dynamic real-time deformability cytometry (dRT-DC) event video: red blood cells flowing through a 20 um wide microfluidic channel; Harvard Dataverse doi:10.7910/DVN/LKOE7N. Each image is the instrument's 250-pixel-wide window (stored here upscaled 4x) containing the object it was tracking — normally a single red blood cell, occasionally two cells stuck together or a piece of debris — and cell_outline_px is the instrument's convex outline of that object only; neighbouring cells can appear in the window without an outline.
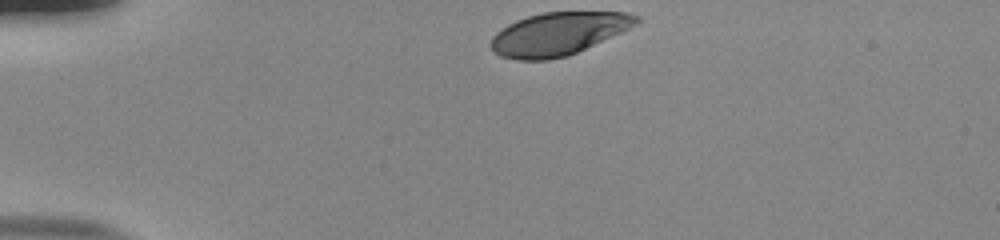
{"species": "human", "species_latin": "Homo sapiens", "temperature_condition": "room temperature", "stored_images_in_passage": 34, "camera_frame_rate_fps": 3000, "um_per_image_px": 0.085, "donor": {"sex": "male"}, "frame": {"image": 1, "passage_image": 1, "time_ms": 0.0, "image_size_px": [1000, 240], "cell_outline_px": [[640, 20], [636, 24], [620, 32], [568, 56], [548, 60], [516, 60], [500, 56], [488, 44], [492, 36], [496, 32], [508, 24], [516, 20], [528, 16], [544, 12], [624, 12], [640, 16]], "centroid_in_image_um": [47.4, 2.87], "position_along_channel_um": 37.6, "area_um2": 36.13}}
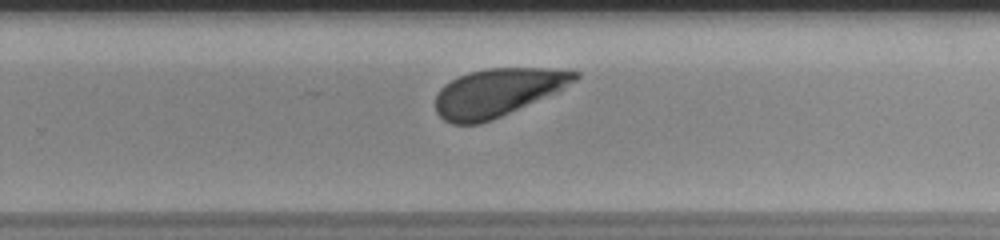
{"frame": {"image": 2, "passage_image": 25, "time_ms": 8.0, "image_size_px": [1000, 240], "cell_outline_px": [[580, 76], [576, 80], [560, 92], [492, 120], [480, 124], [452, 124], [444, 120], [436, 112], [436, 96], [440, 88], [444, 84], [468, 72], [488, 68], [544, 68], [580, 72]], "centroid_in_image_um": [42.32, 7.87], "position_along_channel_um": 287.5, "area_um2": 39.19}}
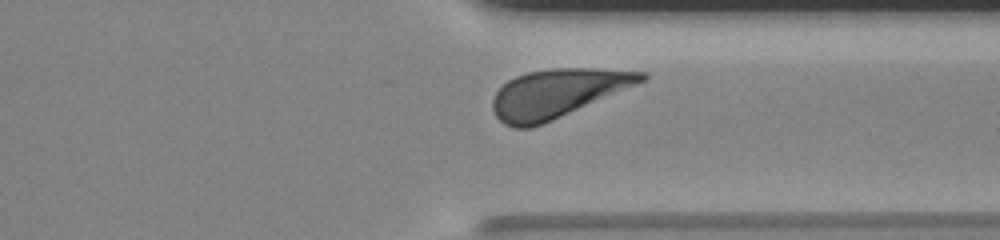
{"frame": {"image": 3, "passage_image": 31, "time_ms": 10.0, "image_size_px": [1000, 240], "cell_outline_px": [[648, 80], [544, 124], [532, 128], [516, 128], [504, 124], [496, 116], [492, 108], [492, 100], [496, 92], [508, 80], [516, 76], [528, 72], [552, 68], [596, 68], [648, 72]], "centroid_in_image_um": [47.41, 7.93], "position_along_channel_um": 364.0, "area_um2": 42.25}, "authors_computed_cell_mechanics": {"area_um2": 40.0265, "velocity_mm_per_s": 3.8039, "shape_relaxation_time_tau1_ms": 2.1032, "shape_relaxation_time_tau2_ms": null, "deformation_change_tau1": 0.1408, "deformation_change_tau2": null}}